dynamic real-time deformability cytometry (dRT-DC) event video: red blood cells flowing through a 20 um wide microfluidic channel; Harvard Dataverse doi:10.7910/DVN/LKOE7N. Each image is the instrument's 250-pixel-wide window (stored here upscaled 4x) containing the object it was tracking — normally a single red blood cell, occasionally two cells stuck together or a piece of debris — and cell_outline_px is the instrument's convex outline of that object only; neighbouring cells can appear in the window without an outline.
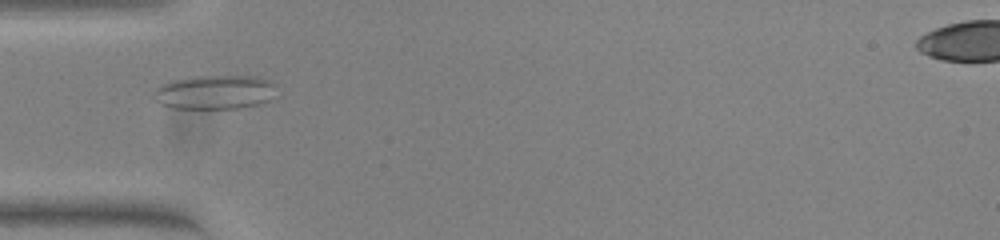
{"species": "common noctule bat (a hibernating species)", "species_latin": "Nyctalus noctula", "temperature_condition": "warm", "stored_images_in_passage": 25, "camera_frame_rate_fps": 3000, "um_per_image_px": 0.085, "animal": {"sex": "female", "body_mass_g": 23.0, "forearm_length_mm": 53.4}, "frame": {"image": 1, "passage_image": 1, "time_ms": 0.0, "image_size_px": [1000, 240], "cell_outline_px": [[272, 84], [268, 100], [256, 104], [240, 108], [172, 108], [160, 104], [152, 96], [152, 92], [160, 84], [168, 80], [192, 76], [256, 76], [268, 80]], "centroid_in_image_um": [18.1, 7.82], "position_along_channel_um": 66.9, "area_um2": 24.16}}
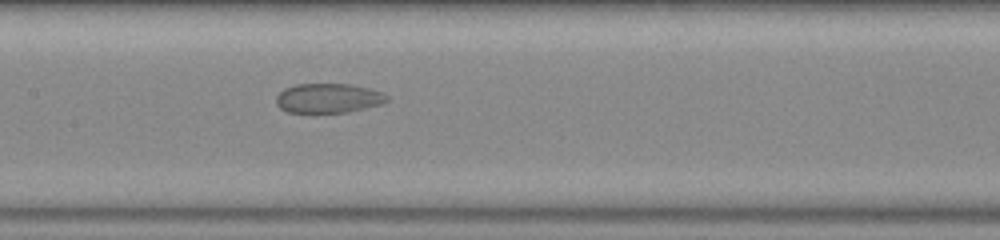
{"frame": {"image": 2, "passage_image": 10, "time_ms": 3.0, "image_size_px": [1000, 240], "cell_outline_px": [[388, 100], [384, 104], [348, 112], [288, 112], [280, 108], [276, 104], [276, 96], [284, 88], [296, 84], [352, 84], [384, 92], [388, 96]], "centroid_in_image_um": [27.94, 8.34], "position_along_channel_um": 179.5, "area_um2": 19.19}}
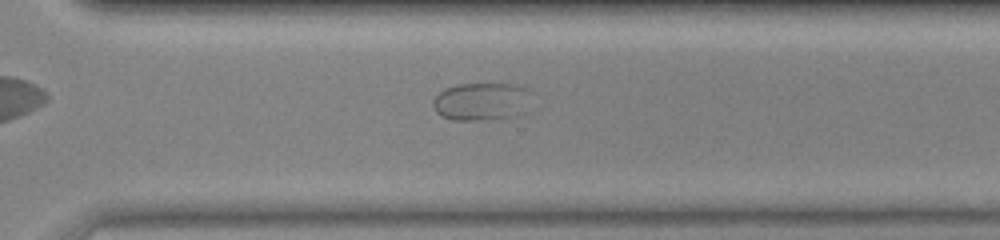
{"frame": {"image": 3, "passage_image": 22, "time_ms": 7.0, "image_size_px": [1000, 240], "cell_outline_px": [[532, 92], [524, 112], [512, 116], [484, 120], [452, 120], [440, 116], [436, 112], [432, 104], [432, 100], [444, 88], [456, 84], [516, 84], [528, 88]], "centroid_in_image_um": [40.91, 8.62], "position_along_channel_um": 329.7, "area_um2": 21.96}}